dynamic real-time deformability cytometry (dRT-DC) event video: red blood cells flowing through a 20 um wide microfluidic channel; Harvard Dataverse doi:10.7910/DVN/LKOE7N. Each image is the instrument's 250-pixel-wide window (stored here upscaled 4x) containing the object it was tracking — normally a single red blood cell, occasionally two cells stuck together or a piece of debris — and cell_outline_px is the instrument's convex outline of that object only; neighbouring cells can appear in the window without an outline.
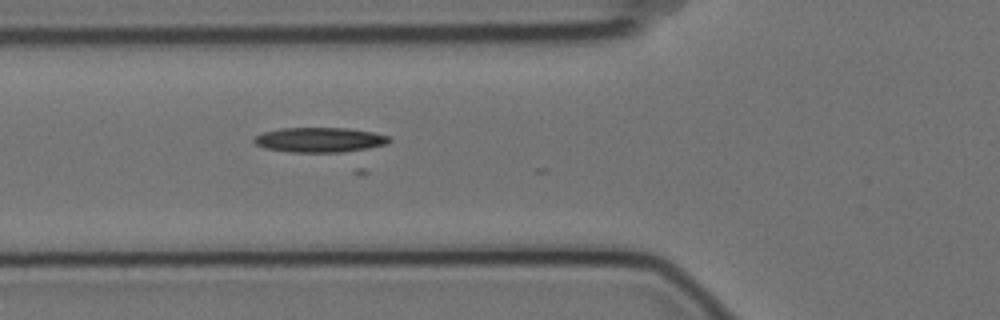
{"species": "Egyptian fruit bat (a non-hibernating species)", "species_latin": "Rousettus aegyptiacus", "temperature_condition": "cold", "stored_images_in_passage": 4, "camera_frame_rate_fps": 3000, "um_per_image_px": 0.085, "animal": {"sex": "female"}, "frame": {"image": 1, "passage_image": 4, "time_ms": 1.0, "image_size_px": [1000, 320], "cell_outline_px": [[392, 140], [388, 144], [360, 152], [292, 152], [264, 148], [256, 144], [252, 140], [252, 136], [264, 132], [280, 128], [348, 128], [372, 132], [388, 136]], "centroid_in_image_um": [27.23, 11.9], "position_along_channel_um": 98.6, "area_um2": 20.06}}